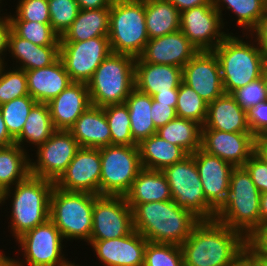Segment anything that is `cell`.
<instances>
[{
	"instance_id": "6125c7cd",
	"label": "cell",
	"mask_w": 267,
	"mask_h": 266,
	"mask_svg": "<svg viewBox=\"0 0 267 266\" xmlns=\"http://www.w3.org/2000/svg\"><path fill=\"white\" fill-rule=\"evenodd\" d=\"M12 259L13 258L6 257L0 250V266H12Z\"/></svg>"
},
{
	"instance_id": "5bb4252c",
	"label": "cell",
	"mask_w": 267,
	"mask_h": 266,
	"mask_svg": "<svg viewBox=\"0 0 267 266\" xmlns=\"http://www.w3.org/2000/svg\"><path fill=\"white\" fill-rule=\"evenodd\" d=\"M36 148L37 160H30V174L55 182L66 170L80 146L69 130H56L47 141Z\"/></svg>"
},
{
	"instance_id": "d6986e66",
	"label": "cell",
	"mask_w": 267,
	"mask_h": 266,
	"mask_svg": "<svg viewBox=\"0 0 267 266\" xmlns=\"http://www.w3.org/2000/svg\"><path fill=\"white\" fill-rule=\"evenodd\" d=\"M206 201L218 211L225 203L234 166L201 148L192 153Z\"/></svg>"
},
{
	"instance_id": "ee69618b",
	"label": "cell",
	"mask_w": 267,
	"mask_h": 266,
	"mask_svg": "<svg viewBox=\"0 0 267 266\" xmlns=\"http://www.w3.org/2000/svg\"><path fill=\"white\" fill-rule=\"evenodd\" d=\"M15 16L8 15L10 21H36L50 23L48 0H18Z\"/></svg>"
},
{
	"instance_id": "680465c9",
	"label": "cell",
	"mask_w": 267,
	"mask_h": 266,
	"mask_svg": "<svg viewBox=\"0 0 267 266\" xmlns=\"http://www.w3.org/2000/svg\"><path fill=\"white\" fill-rule=\"evenodd\" d=\"M260 217L261 225L267 223V192L260 196Z\"/></svg>"
},
{
	"instance_id": "6da1fadb",
	"label": "cell",
	"mask_w": 267,
	"mask_h": 266,
	"mask_svg": "<svg viewBox=\"0 0 267 266\" xmlns=\"http://www.w3.org/2000/svg\"><path fill=\"white\" fill-rule=\"evenodd\" d=\"M180 247L184 266H231L246 248V238L216 220H201Z\"/></svg>"
},
{
	"instance_id": "e7e4bbea",
	"label": "cell",
	"mask_w": 267,
	"mask_h": 266,
	"mask_svg": "<svg viewBox=\"0 0 267 266\" xmlns=\"http://www.w3.org/2000/svg\"><path fill=\"white\" fill-rule=\"evenodd\" d=\"M65 266H79L78 264L75 265V263H72L71 261H68Z\"/></svg>"
},
{
	"instance_id": "f35d334b",
	"label": "cell",
	"mask_w": 267,
	"mask_h": 266,
	"mask_svg": "<svg viewBox=\"0 0 267 266\" xmlns=\"http://www.w3.org/2000/svg\"><path fill=\"white\" fill-rule=\"evenodd\" d=\"M11 30L19 37L39 46H60V36L50 23L10 21Z\"/></svg>"
},
{
	"instance_id": "ba28073f",
	"label": "cell",
	"mask_w": 267,
	"mask_h": 266,
	"mask_svg": "<svg viewBox=\"0 0 267 266\" xmlns=\"http://www.w3.org/2000/svg\"><path fill=\"white\" fill-rule=\"evenodd\" d=\"M94 194L69 192L55 187L50 196L49 219L64 239L90 241Z\"/></svg>"
},
{
	"instance_id": "8992f818",
	"label": "cell",
	"mask_w": 267,
	"mask_h": 266,
	"mask_svg": "<svg viewBox=\"0 0 267 266\" xmlns=\"http://www.w3.org/2000/svg\"><path fill=\"white\" fill-rule=\"evenodd\" d=\"M135 57L111 52L87 82L93 106L125 103L135 88Z\"/></svg>"
},
{
	"instance_id": "ab89813d",
	"label": "cell",
	"mask_w": 267,
	"mask_h": 266,
	"mask_svg": "<svg viewBox=\"0 0 267 266\" xmlns=\"http://www.w3.org/2000/svg\"><path fill=\"white\" fill-rule=\"evenodd\" d=\"M36 103L30 95H26L0 105L5 125L14 139L21 134L29 112Z\"/></svg>"
},
{
	"instance_id": "4dcf8cb0",
	"label": "cell",
	"mask_w": 267,
	"mask_h": 266,
	"mask_svg": "<svg viewBox=\"0 0 267 266\" xmlns=\"http://www.w3.org/2000/svg\"><path fill=\"white\" fill-rule=\"evenodd\" d=\"M149 39L180 30L181 13L167 0H144Z\"/></svg>"
},
{
	"instance_id": "6f0895ef",
	"label": "cell",
	"mask_w": 267,
	"mask_h": 266,
	"mask_svg": "<svg viewBox=\"0 0 267 266\" xmlns=\"http://www.w3.org/2000/svg\"><path fill=\"white\" fill-rule=\"evenodd\" d=\"M15 144V139L9 134L0 110V147Z\"/></svg>"
},
{
	"instance_id": "484cf974",
	"label": "cell",
	"mask_w": 267,
	"mask_h": 266,
	"mask_svg": "<svg viewBox=\"0 0 267 266\" xmlns=\"http://www.w3.org/2000/svg\"><path fill=\"white\" fill-rule=\"evenodd\" d=\"M69 131L80 147L102 148L111 145L110 128L103 107L91 105Z\"/></svg>"
},
{
	"instance_id": "b9f144b4",
	"label": "cell",
	"mask_w": 267,
	"mask_h": 266,
	"mask_svg": "<svg viewBox=\"0 0 267 266\" xmlns=\"http://www.w3.org/2000/svg\"><path fill=\"white\" fill-rule=\"evenodd\" d=\"M143 266H184L181 247L175 244L147 242Z\"/></svg>"
},
{
	"instance_id": "52a82bcc",
	"label": "cell",
	"mask_w": 267,
	"mask_h": 266,
	"mask_svg": "<svg viewBox=\"0 0 267 266\" xmlns=\"http://www.w3.org/2000/svg\"><path fill=\"white\" fill-rule=\"evenodd\" d=\"M108 37L113 53L142 54L149 41L144 0H112Z\"/></svg>"
},
{
	"instance_id": "d6a6232c",
	"label": "cell",
	"mask_w": 267,
	"mask_h": 266,
	"mask_svg": "<svg viewBox=\"0 0 267 266\" xmlns=\"http://www.w3.org/2000/svg\"><path fill=\"white\" fill-rule=\"evenodd\" d=\"M125 104L129 110L131 133L137 144L157 133L150 115L152 107L150 95L134 88L126 98Z\"/></svg>"
},
{
	"instance_id": "f907efd6",
	"label": "cell",
	"mask_w": 267,
	"mask_h": 266,
	"mask_svg": "<svg viewBox=\"0 0 267 266\" xmlns=\"http://www.w3.org/2000/svg\"><path fill=\"white\" fill-rule=\"evenodd\" d=\"M250 34L252 39L254 38V35L256 36L254 41L255 43H258L259 47L262 49L267 59V8L264 11L262 17L260 18L257 27Z\"/></svg>"
},
{
	"instance_id": "7bdbcfd3",
	"label": "cell",
	"mask_w": 267,
	"mask_h": 266,
	"mask_svg": "<svg viewBox=\"0 0 267 266\" xmlns=\"http://www.w3.org/2000/svg\"><path fill=\"white\" fill-rule=\"evenodd\" d=\"M50 25L61 37L77 17L79 6L76 0H48Z\"/></svg>"
},
{
	"instance_id": "4fadbf2b",
	"label": "cell",
	"mask_w": 267,
	"mask_h": 266,
	"mask_svg": "<svg viewBox=\"0 0 267 266\" xmlns=\"http://www.w3.org/2000/svg\"><path fill=\"white\" fill-rule=\"evenodd\" d=\"M90 240L114 239L133 230L132 209L124 196L94 195Z\"/></svg>"
},
{
	"instance_id": "44dd1931",
	"label": "cell",
	"mask_w": 267,
	"mask_h": 266,
	"mask_svg": "<svg viewBox=\"0 0 267 266\" xmlns=\"http://www.w3.org/2000/svg\"><path fill=\"white\" fill-rule=\"evenodd\" d=\"M197 53V48L181 30H178L162 37L149 39L139 57L147 63L183 68Z\"/></svg>"
},
{
	"instance_id": "cb8c5ba5",
	"label": "cell",
	"mask_w": 267,
	"mask_h": 266,
	"mask_svg": "<svg viewBox=\"0 0 267 266\" xmlns=\"http://www.w3.org/2000/svg\"><path fill=\"white\" fill-rule=\"evenodd\" d=\"M29 95L37 103H48L72 82L60 58L49 66L25 71Z\"/></svg>"
},
{
	"instance_id": "db71d44e",
	"label": "cell",
	"mask_w": 267,
	"mask_h": 266,
	"mask_svg": "<svg viewBox=\"0 0 267 266\" xmlns=\"http://www.w3.org/2000/svg\"><path fill=\"white\" fill-rule=\"evenodd\" d=\"M178 97V89H170V92H158L153 95L154 101L164 104H170V106L176 108Z\"/></svg>"
},
{
	"instance_id": "91938a15",
	"label": "cell",
	"mask_w": 267,
	"mask_h": 266,
	"mask_svg": "<svg viewBox=\"0 0 267 266\" xmlns=\"http://www.w3.org/2000/svg\"><path fill=\"white\" fill-rule=\"evenodd\" d=\"M231 266H249V249L246 247L241 256Z\"/></svg>"
},
{
	"instance_id": "603a6c76",
	"label": "cell",
	"mask_w": 267,
	"mask_h": 266,
	"mask_svg": "<svg viewBox=\"0 0 267 266\" xmlns=\"http://www.w3.org/2000/svg\"><path fill=\"white\" fill-rule=\"evenodd\" d=\"M135 88L151 97L158 92H170L178 89L182 82V68L174 65L144 62L135 59Z\"/></svg>"
},
{
	"instance_id": "9a60e30c",
	"label": "cell",
	"mask_w": 267,
	"mask_h": 266,
	"mask_svg": "<svg viewBox=\"0 0 267 266\" xmlns=\"http://www.w3.org/2000/svg\"><path fill=\"white\" fill-rule=\"evenodd\" d=\"M214 5H201L181 12L180 30L198 51H213L229 34Z\"/></svg>"
},
{
	"instance_id": "30bf717a",
	"label": "cell",
	"mask_w": 267,
	"mask_h": 266,
	"mask_svg": "<svg viewBox=\"0 0 267 266\" xmlns=\"http://www.w3.org/2000/svg\"><path fill=\"white\" fill-rule=\"evenodd\" d=\"M99 195L125 196L142 169L138 145H108L100 148Z\"/></svg>"
},
{
	"instance_id": "03108f58",
	"label": "cell",
	"mask_w": 267,
	"mask_h": 266,
	"mask_svg": "<svg viewBox=\"0 0 267 266\" xmlns=\"http://www.w3.org/2000/svg\"><path fill=\"white\" fill-rule=\"evenodd\" d=\"M1 1H2V0H0V3H1ZM0 5H1V4H0ZM0 12H1V11H0ZM0 15H1V14H0ZM3 17H6V16H5V15H4V16H2V17L0 16V19H1V18H3Z\"/></svg>"
},
{
	"instance_id": "11a10c76",
	"label": "cell",
	"mask_w": 267,
	"mask_h": 266,
	"mask_svg": "<svg viewBox=\"0 0 267 266\" xmlns=\"http://www.w3.org/2000/svg\"><path fill=\"white\" fill-rule=\"evenodd\" d=\"M80 10H93L111 7L112 0H76Z\"/></svg>"
},
{
	"instance_id": "f6af8a7d",
	"label": "cell",
	"mask_w": 267,
	"mask_h": 266,
	"mask_svg": "<svg viewBox=\"0 0 267 266\" xmlns=\"http://www.w3.org/2000/svg\"><path fill=\"white\" fill-rule=\"evenodd\" d=\"M231 95L235 98L241 108L246 111L259 103L266 101L263 77L261 76L243 88L235 90Z\"/></svg>"
},
{
	"instance_id": "60d3db41",
	"label": "cell",
	"mask_w": 267,
	"mask_h": 266,
	"mask_svg": "<svg viewBox=\"0 0 267 266\" xmlns=\"http://www.w3.org/2000/svg\"><path fill=\"white\" fill-rule=\"evenodd\" d=\"M6 66L0 65V105L29 95L25 71L15 67L7 71Z\"/></svg>"
},
{
	"instance_id": "c3c4849f",
	"label": "cell",
	"mask_w": 267,
	"mask_h": 266,
	"mask_svg": "<svg viewBox=\"0 0 267 266\" xmlns=\"http://www.w3.org/2000/svg\"><path fill=\"white\" fill-rule=\"evenodd\" d=\"M246 247L257 257L267 260V223L258 226L246 238Z\"/></svg>"
},
{
	"instance_id": "3957f363",
	"label": "cell",
	"mask_w": 267,
	"mask_h": 266,
	"mask_svg": "<svg viewBox=\"0 0 267 266\" xmlns=\"http://www.w3.org/2000/svg\"><path fill=\"white\" fill-rule=\"evenodd\" d=\"M14 187L0 194V204L6 203L5 200L8 197H13L11 198L10 232L17 239L49 219L50 196L54 182L30 174Z\"/></svg>"
},
{
	"instance_id": "f5cc1de1",
	"label": "cell",
	"mask_w": 267,
	"mask_h": 266,
	"mask_svg": "<svg viewBox=\"0 0 267 266\" xmlns=\"http://www.w3.org/2000/svg\"><path fill=\"white\" fill-rule=\"evenodd\" d=\"M169 1L180 13L184 10L194 8L201 5H214L213 0H167Z\"/></svg>"
},
{
	"instance_id": "4316f807",
	"label": "cell",
	"mask_w": 267,
	"mask_h": 266,
	"mask_svg": "<svg viewBox=\"0 0 267 266\" xmlns=\"http://www.w3.org/2000/svg\"><path fill=\"white\" fill-rule=\"evenodd\" d=\"M125 199L131 209L137 204L172 200L171 189L161 170L142 168Z\"/></svg>"
},
{
	"instance_id": "9f6ffc18",
	"label": "cell",
	"mask_w": 267,
	"mask_h": 266,
	"mask_svg": "<svg viewBox=\"0 0 267 266\" xmlns=\"http://www.w3.org/2000/svg\"><path fill=\"white\" fill-rule=\"evenodd\" d=\"M267 164V135H260L255 138V152Z\"/></svg>"
},
{
	"instance_id": "5b68a950",
	"label": "cell",
	"mask_w": 267,
	"mask_h": 266,
	"mask_svg": "<svg viewBox=\"0 0 267 266\" xmlns=\"http://www.w3.org/2000/svg\"><path fill=\"white\" fill-rule=\"evenodd\" d=\"M261 192L244 166L234 167L230 175L228 196L217 211L215 220L247 238L261 225Z\"/></svg>"
},
{
	"instance_id": "bcb514c9",
	"label": "cell",
	"mask_w": 267,
	"mask_h": 266,
	"mask_svg": "<svg viewBox=\"0 0 267 266\" xmlns=\"http://www.w3.org/2000/svg\"><path fill=\"white\" fill-rule=\"evenodd\" d=\"M244 167L251 175L256 188L262 193L267 192V164L255 153L245 162Z\"/></svg>"
},
{
	"instance_id": "94428289",
	"label": "cell",
	"mask_w": 267,
	"mask_h": 266,
	"mask_svg": "<svg viewBox=\"0 0 267 266\" xmlns=\"http://www.w3.org/2000/svg\"><path fill=\"white\" fill-rule=\"evenodd\" d=\"M249 266H267V260L257 257L249 250Z\"/></svg>"
},
{
	"instance_id": "7402d4cb",
	"label": "cell",
	"mask_w": 267,
	"mask_h": 266,
	"mask_svg": "<svg viewBox=\"0 0 267 266\" xmlns=\"http://www.w3.org/2000/svg\"><path fill=\"white\" fill-rule=\"evenodd\" d=\"M47 104L56 130H69L92 105L87 84L82 82H71Z\"/></svg>"
},
{
	"instance_id": "ac0fdd59",
	"label": "cell",
	"mask_w": 267,
	"mask_h": 266,
	"mask_svg": "<svg viewBox=\"0 0 267 266\" xmlns=\"http://www.w3.org/2000/svg\"><path fill=\"white\" fill-rule=\"evenodd\" d=\"M255 138L252 133L202 129L201 149L234 167L244 166L255 152Z\"/></svg>"
},
{
	"instance_id": "d4e9b609",
	"label": "cell",
	"mask_w": 267,
	"mask_h": 266,
	"mask_svg": "<svg viewBox=\"0 0 267 266\" xmlns=\"http://www.w3.org/2000/svg\"><path fill=\"white\" fill-rule=\"evenodd\" d=\"M202 129L251 133L247 111L241 108L231 94L226 93L208 104L207 118Z\"/></svg>"
},
{
	"instance_id": "74e56055",
	"label": "cell",
	"mask_w": 267,
	"mask_h": 266,
	"mask_svg": "<svg viewBox=\"0 0 267 266\" xmlns=\"http://www.w3.org/2000/svg\"><path fill=\"white\" fill-rule=\"evenodd\" d=\"M207 110L208 103L182 81L178 88L177 117L192 120L203 126L207 118Z\"/></svg>"
},
{
	"instance_id": "7a4b0ae2",
	"label": "cell",
	"mask_w": 267,
	"mask_h": 266,
	"mask_svg": "<svg viewBox=\"0 0 267 266\" xmlns=\"http://www.w3.org/2000/svg\"><path fill=\"white\" fill-rule=\"evenodd\" d=\"M133 227L148 242L181 245L201 221L173 200L137 204L132 208Z\"/></svg>"
},
{
	"instance_id": "2e32d148",
	"label": "cell",
	"mask_w": 267,
	"mask_h": 266,
	"mask_svg": "<svg viewBox=\"0 0 267 266\" xmlns=\"http://www.w3.org/2000/svg\"><path fill=\"white\" fill-rule=\"evenodd\" d=\"M100 176V148L80 147L54 186L64 191L99 195Z\"/></svg>"
},
{
	"instance_id": "816d5d0a",
	"label": "cell",
	"mask_w": 267,
	"mask_h": 266,
	"mask_svg": "<svg viewBox=\"0 0 267 266\" xmlns=\"http://www.w3.org/2000/svg\"><path fill=\"white\" fill-rule=\"evenodd\" d=\"M10 31H11V22L7 14L6 17L0 19V65L5 64L4 55L7 53L8 50V38Z\"/></svg>"
},
{
	"instance_id": "ffe728a7",
	"label": "cell",
	"mask_w": 267,
	"mask_h": 266,
	"mask_svg": "<svg viewBox=\"0 0 267 266\" xmlns=\"http://www.w3.org/2000/svg\"><path fill=\"white\" fill-rule=\"evenodd\" d=\"M147 240L133 230L129 235L88 243L104 266H143Z\"/></svg>"
},
{
	"instance_id": "8d00e7d4",
	"label": "cell",
	"mask_w": 267,
	"mask_h": 266,
	"mask_svg": "<svg viewBox=\"0 0 267 266\" xmlns=\"http://www.w3.org/2000/svg\"><path fill=\"white\" fill-rule=\"evenodd\" d=\"M111 133L112 145H138L132 136L129 110L125 103L103 107Z\"/></svg>"
},
{
	"instance_id": "d590c367",
	"label": "cell",
	"mask_w": 267,
	"mask_h": 266,
	"mask_svg": "<svg viewBox=\"0 0 267 266\" xmlns=\"http://www.w3.org/2000/svg\"><path fill=\"white\" fill-rule=\"evenodd\" d=\"M213 4L221 18L224 8L233 11L232 13L237 17L236 23L244 30L243 37L250 36V32L252 33L257 27L267 8V0H213ZM246 31L247 33H245Z\"/></svg>"
},
{
	"instance_id": "7c38bea8",
	"label": "cell",
	"mask_w": 267,
	"mask_h": 266,
	"mask_svg": "<svg viewBox=\"0 0 267 266\" xmlns=\"http://www.w3.org/2000/svg\"><path fill=\"white\" fill-rule=\"evenodd\" d=\"M109 37H93L79 42H60L59 58L72 82L86 83L111 53Z\"/></svg>"
},
{
	"instance_id": "e575fe53",
	"label": "cell",
	"mask_w": 267,
	"mask_h": 266,
	"mask_svg": "<svg viewBox=\"0 0 267 266\" xmlns=\"http://www.w3.org/2000/svg\"><path fill=\"white\" fill-rule=\"evenodd\" d=\"M156 134L183 148L188 154L201 148L202 126L192 120L176 117L157 129Z\"/></svg>"
},
{
	"instance_id": "be15d7a7",
	"label": "cell",
	"mask_w": 267,
	"mask_h": 266,
	"mask_svg": "<svg viewBox=\"0 0 267 266\" xmlns=\"http://www.w3.org/2000/svg\"><path fill=\"white\" fill-rule=\"evenodd\" d=\"M262 77H263V82L265 85V94H266V101H267V65L265 66L263 70Z\"/></svg>"
},
{
	"instance_id": "681fc988",
	"label": "cell",
	"mask_w": 267,
	"mask_h": 266,
	"mask_svg": "<svg viewBox=\"0 0 267 266\" xmlns=\"http://www.w3.org/2000/svg\"><path fill=\"white\" fill-rule=\"evenodd\" d=\"M150 115L156 129H159L177 117L176 108L170 106V104L156 102L153 98Z\"/></svg>"
},
{
	"instance_id": "277c9868",
	"label": "cell",
	"mask_w": 267,
	"mask_h": 266,
	"mask_svg": "<svg viewBox=\"0 0 267 266\" xmlns=\"http://www.w3.org/2000/svg\"><path fill=\"white\" fill-rule=\"evenodd\" d=\"M256 44L229 33L213 50L219 62L226 94H232L262 76L266 57Z\"/></svg>"
},
{
	"instance_id": "e0dca14e",
	"label": "cell",
	"mask_w": 267,
	"mask_h": 266,
	"mask_svg": "<svg viewBox=\"0 0 267 266\" xmlns=\"http://www.w3.org/2000/svg\"><path fill=\"white\" fill-rule=\"evenodd\" d=\"M182 81L208 104L225 93L214 51H198L182 68Z\"/></svg>"
},
{
	"instance_id": "9c48e42d",
	"label": "cell",
	"mask_w": 267,
	"mask_h": 266,
	"mask_svg": "<svg viewBox=\"0 0 267 266\" xmlns=\"http://www.w3.org/2000/svg\"><path fill=\"white\" fill-rule=\"evenodd\" d=\"M165 174L174 203L200 220H215L217 211L206 201L199 172L192 154L166 166Z\"/></svg>"
},
{
	"instance_id": "7dc6e473",
	"label": "cell",
	"mask_w": 267,
	"mask_h": 266,
	"mask_svg": "<svg viewBox=\"0 0 267 266\" xmlns=\"http://www.w3.org/2000/svg\"><path fill=\"white\" fill-rule=\"evenodd\" d=\"M247 121L255 137L267 135V101L250 108L247 111Z\"/></svg>"
},
{
	"instance_id": "1f68e13d",
	"label": "cell",
	"mask_w": 267,
	"mask_h": 266,
	"mask_svg": "<svg viewBox=\"0 0 267 266\" xmlns=\"http://www.w3.org/2000/svg\"><path fill=\"white\" fill-rule=\"evenodd\" d=\"M29 157L17 144L0 147V194L30 175Z\"/></svg>"
},
{
	"instance_id": "f546056e",
	"label": "cell",
	"mask_w": 267,
	"mask_h": 266,
	"mask_svg": "<svg viewBox=\"0 0 267 266\" xmlns=\"http://www.w3.org/2000/svg\"><path fill=\"white\" fill-rule=\"evenodd\" d=\"M142 168L163 170L183 160L189 154L178 145H173L162 139L158 134L143 139L138 144Z\"/></svg>"
},
{
	"instance_id": "8fae6325",
	"label": "cell",
	"mask_w": 267,
	"mask_h": 266,
	"mask_svg": "<svg viewBox=\"0 0 267 266\" xmlns=\"http://www.w3.org/2000/svg\"><path fill=\"white\" fill-rule=\"evenodd\" d=\"M63 240L60 231L48 219L16 239L25 261L12 259V266H65L68 259L62 254Z\"/></svg>"
},
{
	"instance_id": "f1b7e54d",
	"label": "cell",
	"mask_w": 267,
	"mask_h": 266,
	"mask_svg": "<svg viewBox=\"0 0 267 266\" xmlns=\"http://www.w3.org/2000/svg\"><path fill=\"white\" fill-rule=\"evenodd\" d=\"M110 7L79 10L70 27L60 37V42H79L93 37L108 36Z\"/></svg>"
},
{
	"instance_id": "83f0119b",
	"label": "cell",
	"mask_w": 267,
	"mask_h": 266,
	"mask_svg": "<svg viewBox=\"0 0 267 266\" xmlns=\"http://www.w3.org/2000/svg\"><path fill=\"white\" fill-rule=\"evenodd\" d=\"M59 50L60 46H39L17 36L12 30L9 33L8 52L19 63L15 66L18 69L28 71L49 66L59 58Z\"/></svg>"
},
{
	"instance_id": "836d02e7",
	"label": "cell",
	"mask_w": 267,
	"mask_h": 266,
	"mask_svg": "<svg viewBox=\"0 0 267 266\" xmlns=\"http://www.w3.org/2000/svg\"><path fill=\"white\" fill-rule=\"evenodd\" d=\"M55 131L48 104L36 103L29 112L21 134L15 139V144L24 150H26L24 142L38 147Z\"/></svg>"
}]
</instances>
